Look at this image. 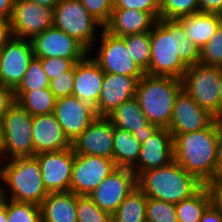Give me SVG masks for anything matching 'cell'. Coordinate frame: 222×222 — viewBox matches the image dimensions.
Masks as SVG:
<instances>
[{
  "label": "cell",
  "mask_w": 222,
  "mask_h": 222,
  "mask_svg": "<svg viewBox=\"0 0 222 222\" xmlns=\"http://www.w3.org/2000/svg\"><path fill=\"white\" fill-rule=\"evenodd\" d=\"M222 120L209 127L172 135L174 160L202 184L217 182L218 142Z\"/></svg>",
  "instance_id": "cell-1"
},
{
  "label": "cell",
  "mask_w": 222,
  "mask_h": 222,
  "mask_svg": "<svg viewBox=\"0 0 222 222\" xmlns=\"http://www.w3.org/2000/svg\"><path fill=\"white\" fill-rule=\"evenodd\" d=\"M189 39L177 19H159L150 31L151 57L146 74L182 79L187 66L179 58L180 46Z\"/></svg>",
  "instance_id": "cell-2"
},
{
  "label": "cell",
  "mask_w": 222,
  "mask_h": 222,
  "mask_svg": "<svg viewBox=\"0 0 222 222\" xmlns=\"http://www.w3.org/2000/svg\"><path fill=\"white\" fill-rule=\"evenodd\" d=\"M203 186L175 160L165 166L143 171L137 176V187L148 198L172 204L192 197Z\"/></svg>",
  "instance_id": "cell-3"
},
{
  "label": "cell",
  "mask_w": 222,
  "mask_h": 222,
  "mask_svg": "<svg viewBox=\"0 0 222 222\" xmlns=\"http://www.w3.org/2000/svg\"><path fill=\"white\" fill-rule=\"evenodd\" d=\"M182 90L181 79L145 73L138 81L135 98L149 123L168 128L176 97Z\"/></svg>",
  "instance_id": "cell-4"
},
{
  "label": "cell",
  "mask_w": 222,
  "mask_h": 222,
  "mask_svg": "<svg viewBox=\"0 0 222 222\" xmlns=\"http://www.w3.org/2000/svg\"><path fill=\"white\" fill-rule=\"evenodd\" d=\"M1 176L7 199L40 206L49 194L43 184L39 161L35 156L2 161Z\"/></svg>",
  "instance_id": "cell-5"
},
{
  "label": "cell",
  "mask_w": 222,
  "mask_h": 222,
  "mask_svg": "<svg viewBox=\"0 0 222 222\" xmlns=\"http://www.w3.org/2000/svg\"><path fill=\"white\" fill-rule=\"evenodd\" d=\"M53 17L54 27L75 38L92 53L98 43L99 30L104 27L87 12L80 0H60Z\"/></svg>",
  "instance_id": "cell-6"
},
{
  "label": "cell",
  "mask_w": 222,
  "mask_h": 222,
  "mask_svg": "<svg viewBox=\"0 0 222 222\" xmlns=\"http://www.w3.org/2000/svg\"><path fill=\"white\" fill-rule=\"evenodd\" d=\"M220 68L202 64L187 67L181 81L183 90L201 107L221 119Z\"/></svg>",
  "instance_id": "cell-7"
},
{
  "label": "cell",
  "mask_w": 222,
  "mask_h": 222,
  "mask_svg": "<svg viewBox=\"0 0 222 222\" xmlns=\"http://www.w3.org/2000/svg\"><path fill=\"white\" fill-rule=\"evenodd\" d=\"M1 122L4 133L2 160L34 157L32 116L16 101L5 113Z\"/></svg>",
  "instance_id": "cell-8"
},
{
  "label": "cell",
  "mask_w": 222,
  "mask_h": 222,
  "mask_svg": "<svg viewBox=\"0 0 222 222\" xmlns=\"http://www.w3.org/2000/svg\"><path fill=\"white\" fill-rule=\"evenodd\" d=\"M99 36L98 52L92 58L104 73L133 77H142L145 74L130 57L122 37L112 35L104 28Z\"/></svg>",
  "instance_id": "cell-9"
},
{
  "label": "cell",
  "mask_w": 222,
  "mask_h": 222,
  "mask_svg": "<svg viewBox=\"0 0 222 222\" xmlns=\"http://www.w3.org/2000/svg\"><path fill=\"white\" fill-rule=\"evenodd\" d=\"M54 9L38 5L32 0H15L9 20L12 35L32 39L53 26Z\"/></svg>",
  "instance_id": "cell-10"
},
{
  "label": "cell",
  "mask_w": 222,
  "mask_h": 222,
  "mask_svg": "<svg viewBox=\"0 0 222 222\" xmlns=\"http://www.w3.org/2000/svg\"><path fill=\"white\" fill-rule=\"evenodd\" d=\"M116 168L113 159L74 154L70 191L76 195H89Z\"/></svg>",
  "instance_id": "cell-11"
},
{
  "label": "cell",
  "mask_w": 222,
  "mask_h": 222,
  "mask_svg": "<svg viewBox=\"0 0 222 222\" xmlns=\"http://www.w3.org/2000/svg\"><path fill=\"white\" fill-rule=\"evenodd\" d=\"M137 188V175L130 168L117 167L88 196L102 210L113 214Z\"/></svg>",
  "instance_id": "cell-12"
},
{
  "label": "cell",
  "mask_w": 222,
  "mask_h": 222,
  "mask_svg": "<svg viewBox=\"0 0 222 222\" xmlns=\"http://www.w3.org/2000/svg\"><path fill=\"white\" fill-rule=\"evenodd\" d=\"M34 57L31 39L13 36L0 51V84L14 90Z\"/></svg>",
  "instance_id": "cell-13"
},
{
  "label": "cell",
  "mask_w": 222,
  "mask_h": 222,
  "mask_svg": "<svg viewBox=\"0 0 222 222\" xmlns=\"http://www.w3.org/2000/svg\"><path fill=\"white\" fill-rule=\"evenodd\" d=\"M31 42L34 56L38 59L51 57L83 59L89 53L75 38L54 26L35 35Z\"/></svg>",
  "instance_id": "cell-14"
},
{
  "label": "cell",
  "mask_w": 222,
  "mask_h": 222,
  "mask_svg": "<svg viewBox=\"0 0 222 222\" xmlns=\"http://www.w3.org/2000/svg\"><path fill=\"white\" fill-rule=\"evenodd\" d=\"M35 157L39 161L41 177L48 193L70 190L74 164L72 148L43 152Z\"/></svg>",
  "instance_id": "cell-15"
},
{
  "label": "cell",
  "mask_w": 222,
  "mask_h": 222,
  "mask_svg": "<svg viewBox=\"0 0 222 222\" xmlns=\"http://www.w3.org/2000/svg\"><path fill=\"white\" fill-rule=\"evenodd\" d=\"M114 126L107 117H96L89 126L71 142L74 154L112 159Z\"/></svg>",
  "instance_id": "cell-16"
},
{
  "label": "cell",
  "mask_w": 222,
  "mask_h": 222,
  "mask_svg": "<svg viewBox=\"0 0 222 222\" xmlns=\"http://www.w3.org/2000/svg\"><path fill=\"white\" fill-rule=\"evenodd\" d=\"M216 119L182 90L176 97L172 118L167 129L172 135L185 134L207 128Z\"/></svg>",
  "instance_id": "cell-17"
},
{
  "label": "cell",
  "mask_w": 222,
  "mask_h": 222,
  "mask_svg": "<svg viewBox=\"0 0 222 222\" xmlns=\"http://www.w3.org/2000/svg\"><path fill=\"white\" fill-rule=\"evenodd\" d=\"M54 114L70 142L97 117L95 108L75 96L56 98Z\"/></svg>",
  "instance_id": "cell-18"
},
{
  "label": "cell",
  "mask_w": 222,
  "mask_h": 222,
  "mask_svg": "<svg viewBox=\"0 0 222 222\" xmlns=\"http://www.w3.org/2000/svg\"><path fill=\"white\" fill-rule=\"evenodd\" d=\"M141 77L105 73L99 102L95 108L97 117H107L118 106L135 97Z\"/></svg>",
  "instance_id": "cell-19"
},
{
  "label": "cell",
  "mask_w": 222,
  "mask_h": 222,
  "mask_svg": "<svg viewBox=\"0 0 222 222\" xmlns=\"http://www.w3.org/2000/svg\"><path fill=\"white\" fill-rule=\"evenodd\" d=\"M173 160L172 134L167 128H158L141 143L139 158L131 170L138 176L143 171L165 166Z\"/></svg>",
  "instance_id": "cell-20"
},
{
  "label": "cell",
  "mask_w": 222,
  "mask_h": 222,
  "mask_svg": "<svg viewBox=\"0 0 222 222\" xmlns=\"http://www.w3.org/2000/svg\"><path fill=\"white\" fill-rule=\"evenodd\" d=\"M88 53L75 63V80L72 96L97 107L105 73Z\"/></svg>",
  "instance_id": "cell-21"
},
{
  "label": "cell",
  "mask_w": 222,
  "mask_h": 222,
  "mask_svg": "<svg viewBox=\"0 0 222 222\" xmlns=\"http://www.w3.org/2000/svg\"><path fill=\"white\" fill-rule=\"evenodd\" d=\"M32 139L34 156L71 148V142L65 136L54 113L32 116Z\"/></svg>",
  "instance_id": "cell-22"
},
{
  "label": "cell",
  "mask_w": 222,
  "mask_h": 222,
  "mask_svg": "<svg viewBox=\"0 0 222 222\" xmlns=\"http://www.w3.org/2000/svg\"><path fill=\"white\" fill-rule=\"evenodd\" d=\"M107 118L114 127L127 130L140 143L150 138L159 128L157 125L149 123L135 97L122 103Z\"/></svg>",
  "instance_id": "cell-23"
},
{
  "label": "cell",
  "mask_w": 222,
  "mask_h": 222,
  "mask_svg": "<svg viewBox=\"0 0 222 222\" xmlns=\"http://www.w3.org/2000/svg\"><path fill=\"white\" fill-rule=\"evenodd\" d=\"M156 20L145 11L135 9H113L104 29L110 34L125 37L151 31Z\"/></svg>",
  "instance_id": "cell-24"
},
{
  "label": "cell",
  "mask_w": 222,
  "mask_h": 222,
  "mask_svg": "<svg viewBox=\"0 0 222 222\" xmlns=\"http://www.w3.org/2000/svg\"><path fill=\"white\" fill-rule=\"evenodd\" d=\"M40 208L42 222H78L77 195L70 190L49 193Z\"/></svg>",
  "instance_id": "cell-25"
},
{
  "label": "cell",
  "mask_w": 222,
  "mask_h": 222,
  "mask_svg": "<svg viewBox=\"0 0 222 222\" xmlns=\"http://www.w3.org/2000/svg\"><path fill=\"white\" fill-rule=\"evenodd\" d=\"M177 20L185 29L189 40L201 50L222 24V15L197 12Z\"/></svg>",
  "instance_id": "cell-26"
},
{
  "label": "cell",
  "mask_w": 222,
  "mask_h": 222,
  "mask_svg": "<svg viewBox=\"0 0 222 222\" xmlns=\"http://www.w3.org/2000/svg\"><path fill=\"white\" fill-rule=\"evenodd\" d=\"M141 143L127 130L114 127L112 159L117 167L132 168L140 155Z\"/></svg>",
  "instance_id": "cell-27"
},
{
  "label": "cell",
  "mask_w": 222,
  "mask_h": 222,
  "mask_svg": "<svg viewBox=\"0 0 222 222\" xmlns=\"http://www.w3.org/2000/svg\"><path fill=\"white\" fill-rule=\"evenodd\" d=\"M17 103L31 116L54 113L56 97L50 88L14 91Z\"/></svg>",
  "instance_id": "cell-28"
},
{
  "label": "cell",
  "mask_w": 222,
  "mask_h": 222,
  "mask_svg": "<svg viewBox=\"0 0 222 222\" xmlns=\"http://www.w3.org/2000/svg\"><path fill=\"white\" fill-rule=\"evenodd\" d=\"M212 204L208 185H204L192 197L175 204L178 222H199L205 210Z\"/></svg>",
  "instance_id": "cell-29"
},
{
  "label": "cell",
  "mask_w": 222,
  "mask_h": 222,
  "mask_svg": "<svg viewBox=\"0 0 222 222\" xmlns=\"http://www.w3.org/2000/svg\"><path fill=\"white\" fill-rule=\"evenodd\" d=\"M148 197L137 187L112 214V222H146Z\"/></svg>",
  "instance_id": "cell-30"
},
{
  "label": "cell",
  "mask_w": 222,
  "mask_h": 222,
  "mask_svg": "<svg viewBox=\"0 0 222 222\" xmlns=\"http://www.w3.org/2000/svg\"><path fill=\"white\" fill-rule=\"evenodd\" d=\"M130 57L136 65L145 73L150 65L151 43L150 31L122 37Z\"/></svg>",
  "instance_id": "cell-31"
},
{
  "label": "cell",
  "mask_w": 222,
  "mask_h": 222,
  "mask_svg": "<svg viewBox=\"0 0 222 222\" xmlns=\"http://www.w3.org/2000/svg\"><path fill=\"white\" fill-rule=\"evenodd\" d=\"M49 87L50 80L43 70L41 61L34 57L20 83L13 91H29Z\"/></svg>",
  "instance_id": "cell-32"
},
{
  "label": "cell",
  "mask_w": 222,
  "mask_h": 222,
  "mask_svg": "<svg viewBox=\"0 0 222 222\" xmlns=\"http://www.w3.org/2000/svg\"><path fill=\"white\" fill-rule=\"evenodd\" d=\"M8 222H42L41 208L37 204L7 199Z\"/></svg>",
  "instance_id": "cell-33"
},
{
  "label": "cell",
  "mask_w": 222,
  "mask_h": 222,
  "mask_svg": "<svg viewBox=\"0 0 222 222\" xmlns=\"http://www.w3.org/2000/svg\"><path fill=\"white\" fill-rule=\"evenodd\" d=\"M78 222H112V214L100 209L88 195H77Z\"/></svg>",
  "instance_id": "cell-34"
},
{
  "label": "cell",
  "mask_w": 222,
  "mask_h": 222,
  "mask_svg": "<svg viewBox=\"0 0 222 222\" xmlns=\"http://www.w3.org/2000/svg\"><path fill=\"white\" fill-rule=\"evenodd\" d=\"M199 12V0H160V19H178Z\"/></svg>",
  "instance_id": "cell-35"
},
{
  "label": "cell",
  "mask_w": 222,
  "mask_h": 222,
  "mask_svg": "<svg viewBox=\"0 0 222 222\" xmlns=\"http://www.w3.org/2000/svg\"><path fill=\"white\" fill-rule=\"evenodd\" d=\"M146 222H178L175 204L148 198L146 204Z\"/></svg>",
  "instance_id": "cell-36"
},
{
  "label": "cell",
  "mask_w": 222,
  "mask_h": 222,
  "mask_svg": "<svg viewBox=\"0 0 222 222\" xmlns=\"http://www.w3.org/2000/svg\"><path fill=\"white\" fill-rule=\"evenodd\" d=\"M200 64L222 67V24L208 43L200 50Z\"/></svg>",
  "instance_id": "cell-37"
},
{
  "label": "cell",
  "mask_w": 222,
  "mask_h": 222,
  "mask_svg": "<svg viewBox=\"0 0 222 222\" xmlns=\"http://www.w3.org/2000/svg\"><path fill=\"white\" fill-rule=\"evenodd\" d=\"M87 12L103 27L109 22L114 0H80Z\"/></svg>",
  "instance_id": "cell-38"
},
{
  "label": "cell",
  "mask_w": 222,
  "mask_h": 222,
  "mask_svg": "<svg viewBox=\"0 0 222 222\" xmlns=\"http://www.w3.org/2000/svg\"><path fill=\"white\" fill-rule=\"evenodd\" d=\"M113 9H135L145 11L156 21L160 19V0H114Z\"/></svg>",
  "instance_id": "cell-39"
},
{
  "label": "cell",
  "mask_w": 222,
  "mask_h": 222,
  "mask_svg": "<svg viewBox=\"0 0 222 222\" xmlns=\"http://www.w3.org/2000/svg\"><path fill=\"white\" fill-rule=\"evenodd\" d=\"M75 80V64L69 70L50 81V90L56 98L72 96Z\"/></svg>",
  "instance_id": "cell-40"
},
{
  "label": "cell",
  "mask_w": 222,
  "mask_h": 222,
  "mask_svg": "<svg viewBox=\"0 0 222 222\" xmlns=\"http://www.w3.org/2000/svg\"><path fill=\"white\" fill-rule=\"evenodd\" d=\"M39 60L41 61L44 72L51 81L62 73L69 71L76 62L82 59H66L59 57H51Z\"/></svg>",
  "instance_id": "cell-41"
},
{
  "label": "cell",
  "mask_w": 222,
  "mask_h": 222,
  "mask_svg": "<svg viewBox=\"0 0 222 222\" xmlns=\"http://www.w3.org/2000/svg\"><path fill=\"white\" fill-rule=\"evenodd\" d=\"M179 58L188 67L200 63V49L189 39L180 46Z\"/></svg>",
  "instance_id": "cell-42"
},
{
  "label": "cell",
  "mask_w": 222,
  "mask_h": 222,
  "mask_svg": "<svg viewBox=\"0 0 222 222\" xmlns=\"http://www.w3.org/2000/svg\"><path fill=\"white\" fill-rule=\"evenodd\" d=\"M15 102L14 91L0 84V121Z\"/></svg>",
  "instance_id": "cell-43"
},
{
  "label": "cell",
  "mask_w": 222,
  "mask_h": 222,
  "mask_svg": "<svg viewBox=\"0 0 222 222\" xmlns=\"http://www.w3.org/2000/svg\"><path fill=\"white\" fill-rule=\"evenodd\" d=\"M199 12L222 15V0H199Z\"/></svg>",
  "instance_id": "cell-44"
},
{
  "label": "cell",
  "mask_w": 222,
  "mask_h": 222,
  "mask_svg": "<svg viewBox=\"0 0 222 222\" xmlns=\"http://www.w3.org/2000/svg\"><path fill=\"white\" fill-rule=\"evenodd\" d=\"M212 196V203L220 211L222 215V182L217 181L208 184Z\"/></svg>",
  "instance_id": "cell-45"
},
{
  "label": "cell",
  "mask_w": 222,
  "mask_h": 222,
  "mask_svg": "<svg viewBox=\"0 0 222 222\" xmlns=\"http://www.w3.org/2000/svg\"><path fill=\"white\" fill-rule=\"evenodd\" d=\"M12 37L10 22L7 20H0V51Z\"/></svg>",
  "instance_id": "cell-46"
},
{
  "label": "cell",
  "mask_w": 222,
  "mask_h": 222,
  "mask_svg": "<svg viewBox=\"0 0 222 222\" xmlns=\"http://www.w3.org/2000/svg\"><path fill=\"white\" fill-rule=\"evenodd\" d=\"M199 222H222L220 211L212 203L203 213Z\"/></svg>",
  "instance_id": "cell-47"
},
{
  "label": "cell",
  "mask_w": 222,
  "mask_h": 222,
  "mask_svg": "<svg viewBox=\"0 0 222 222\" xmlns=\"http://www.w3.org/2000/svg\"><path fill=\"white\" fill-rule=\"evenodd\" d=\"M14 2L15 0H0V20H10Z\"/></svg>",
  "instance_id": "cell-48"
},
{
  "label": "cell",
  "mask_w": 222,
  "mask_h": 222,
  "mask_svg": "<svg viewBox=\"0 0 222 222\" xmlns=\"http://www.w3.org/2000/svg\"><path fill=\"white\" fill-rule=\"evenodd\" d=\"M217 181L222 182V124L220 128V137H219V142H218Z\"/></svg>",
  "instance_id": "cell-49"
},
{
  "label": "cell",
  "mask_w": 222,
  "mask_h": 222,
  "mask_svg": "<svg viewBox=\"0 0 222 222\" xmlns=\"http://www.w3.org/2000/svg\"><path fill=\"white\" fill-rule=\"evenodd\" d=\"M32 1L36 2L38 5L52 9H54L56 5L60 2V0H32Z\"/></svg>",
  "instance_id": "cell-50"
},
{
  "label": "cell",
  "mask_w": 222,
  "mask_h": 222,
  "mask_svg": "<svg viewBox=\"0 0 222 222\" xmlns=\"http://www.w3.org/2000/svg\"><path fill=\"white\" fill-rule=\"evenodd\" d=\"M0 222H8L7 220V198L4 204L0 207Z\"/></svg>",
  "instance_id": "cell-51"
},
{
  "label": "cell",
  "mask_w": 222,
  "mask_h": 222,
  "mask_svg": "<svg viewBox=\"0 0 222 222\" xmlns=\"http://www.w3.org/2000/svg\"><path fill=\"white\" fill-rule=\"evenodd\" d=\"M4 152V133H3V125L0 121V157L2 158Z\"/></svg>",
  "instance_id": "cell-52"
},
{
  "label": "cell",
  "mask_w": 222,
  "mask_h": 222,
  "mask_svg": "<svg viewBox=\"0 0 222 222\" xmlns=\"http://www.w3.org/2000/svg\"><path fill=\"white\" fill-rule=\"evenodd\" d=\"M5 200H6V196H5V191H4L3 179L0 178V207L4 204Z\"/></svg>",
  "instance_id": "cell-53"
},
{
  "label": "cell",
  "mask_w": 222,
  "mask_h": 222,
  "mask_svg": "<svg viewBox=\"0 0 222 222\" xmlns=\"http://www.w3.org/2000/svg\"><path fill=\"white\" fill-rule=\"evenodd\" d=\"M219 95L221 101V120H222V67L220 68Z\"/></svg>",
  "instance_id": "cell-54"
},
{
  "label": "cell",
  "mask_w": 222,
  "mask_h": 222,
  "mask_svg": "<svg viewBox=\"0 0 222 222\" xmlns=\"http://www.w3.org/2000/svg\"><path fill=\"white\" fill-rule=\"evenodd\" d=\"M2 158L0 157V178H2L1 173H2Z\"/></svg>",
  "instance_id": "cell-55"
}]
</instances>
